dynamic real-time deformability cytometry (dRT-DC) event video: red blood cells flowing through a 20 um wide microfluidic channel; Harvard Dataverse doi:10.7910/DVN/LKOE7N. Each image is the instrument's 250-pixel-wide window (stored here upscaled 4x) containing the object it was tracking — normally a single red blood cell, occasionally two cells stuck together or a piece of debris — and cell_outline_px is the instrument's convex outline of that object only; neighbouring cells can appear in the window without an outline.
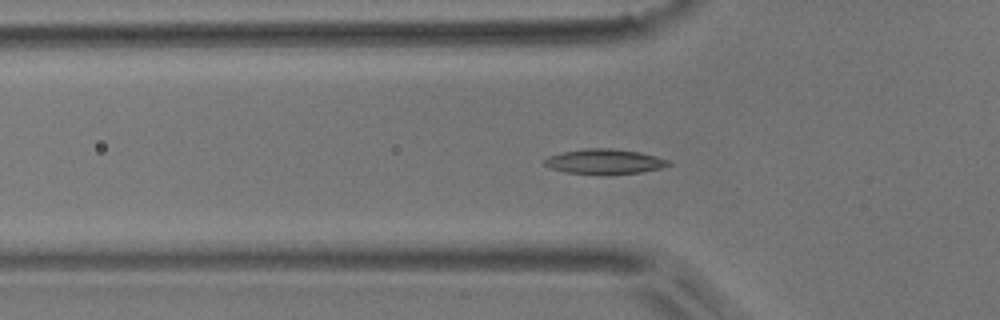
{"species": "common noctule bat (a hibernating species)", "species_latin": "Nyctalus noctula", "temperature_condition": "room temperature", "stored_images_in_passage": 40, "camera_frame_rate_fps": 3000, "um_per_image_px": 0.085, "animal": {"sex": "male", "body_mass_g": 17.9}, "frame": {"image": 1, "passage_image": 3, "time_ms": 0.667, "image_size_px": [1000, 320], "cell_outline_px": [[672, 164], [660, 168], [640, 172], [608, 176], [600, 176], [564, 172], [552, 168], [544, 164], [544, 160], [548, 156], [564, 152], [584, 148], [612, 148], [640, 152], [656, 156], [668, 160]], "centroid_in_image_um": [51.38, 13.75], "position_along_channel_um": 74.4, "area_um2": 18.44}}
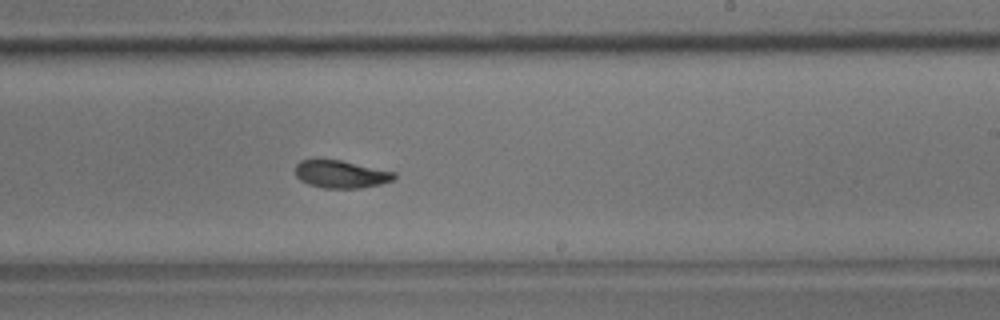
{"frame": {"image": 2, "passage_image": 18, "time_ms": 5.667, "image_size_px": [1000, 320], "cell_outline_px": [[396, 176], [392, 180], [380, 184], [360, 188], [324, 188], [308, 184], [300, 180], [296, 176], [296, 164], [300, 160], [340, 160], [396, 172]], "centroid_in_image_um": [28.98, 14.81], "position_along_channel_um": 260.0, "area_um2": 15.78}}
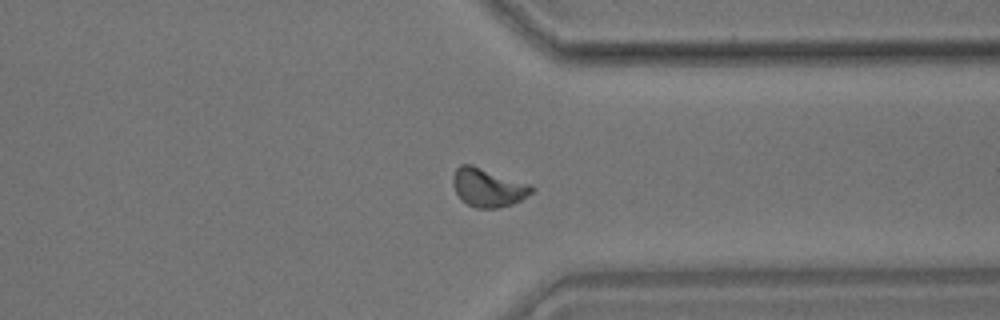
{"frame": {"image": 3, "passage_image": 27, "time_ms": 8.667, "image_size_px": [1000, 320], "cell_outline_px": [[536, 188], [532, 192], [520, 200], [512, 204], [496, 208], [476, 208], [460, 200], [452, 184], [452, 176], [456, 168], [460, 164], [472, 164], [532, 184]], "centroid_in_image_um": [41.47, 15.92], "position_along_channel_um": 369.9, "area_um2": 17.92}, "authors_computed_cell_mechanics": {"area_um2": 16.5308, "velocity_mm_per_s": 3.7066, "shape_relaxation_time_tau1_ms": 5.1195, "shape_relaxation_time_tau2_ms": 2.0952, "deformation_change_tau1": 0.1317, "deformation_change_tau2": 0.0767}}